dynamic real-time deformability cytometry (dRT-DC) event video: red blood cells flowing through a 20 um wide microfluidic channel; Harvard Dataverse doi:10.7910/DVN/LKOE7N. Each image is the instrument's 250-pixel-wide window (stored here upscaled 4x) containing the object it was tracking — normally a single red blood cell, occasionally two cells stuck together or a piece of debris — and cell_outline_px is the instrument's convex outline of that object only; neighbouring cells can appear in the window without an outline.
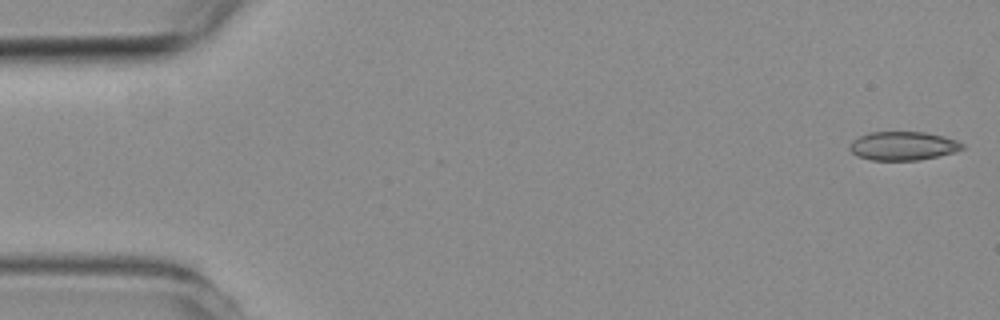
{"species": "common noctule bat (a hibernating species)", "species_latin": "Nyctalus noctula", "temperature_condition": "room temperature", "stored_images_in_passage": 5, "camera_frame_rate_fps": 3000, "um_per_image_px": 0.085, "animal": {"sex": "female", "body_mass_g": 19.3, "forearm_length_mm": 54.1}, "frame": {"image": 1, "passage_image": 1, "time_ms": 0.0, "image_size_px": [1000, 320], "cell_outline_px": [[964, 148], [952, 152], [920, 160], [872, 160], [856, 156], [848, 148], [852, 140], [868, 132], [924, 132], [944, 136], [956, 140], [964, 144]], "centroid_in_image_um": [76.72, 12.4], "position_along_channel_um": 8.3, "area_um2": 18.79}}
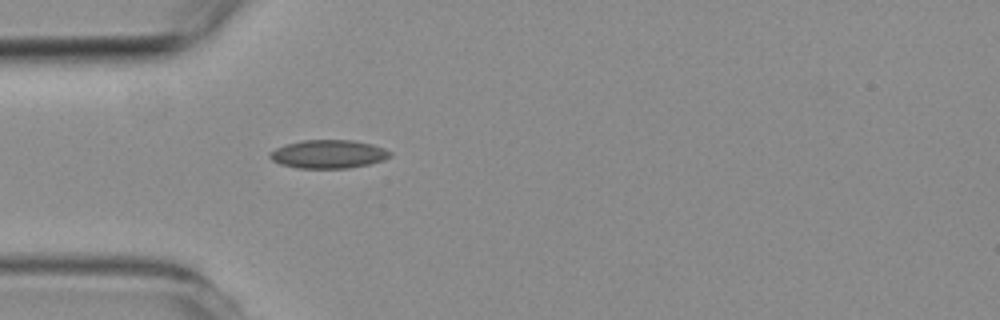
{"frame": {"image": 2, "passage_image": 5, "time_ms": 4.667, "image_size_px": [1000, 320], "cell_outline_px": [[392, 156], [384, 160], [368, 164], [348, 168], [296, 168], [280, 164], [272, 160], [268, 156], [268, 152], [276, 148], [288, 144], [304, 140], [352, 140], [372, 144], [384, 148], [392, 152]], "centroid_in_image_um": [27.92, 13.1], "position_along_channel_um": 57.1, "area_um2": 19.94}}